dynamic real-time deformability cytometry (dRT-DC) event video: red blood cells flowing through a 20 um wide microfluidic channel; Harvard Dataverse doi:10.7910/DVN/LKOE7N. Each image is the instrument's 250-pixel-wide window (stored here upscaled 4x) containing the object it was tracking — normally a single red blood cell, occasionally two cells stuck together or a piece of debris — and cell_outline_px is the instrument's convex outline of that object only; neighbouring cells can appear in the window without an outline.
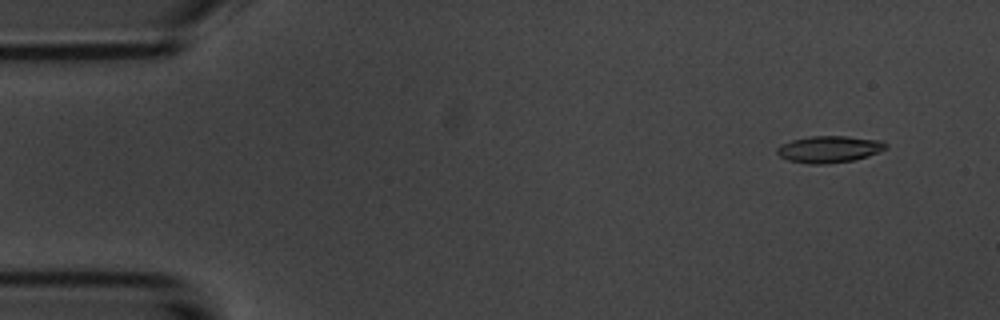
{"species": "common noctule bat (a hibernating species)", "species_latin": "Nyctalus noctula", "temperature_condition": "room temperature", "stored_images_in_passage": 5, "camera_frame_rate_fps": 3000, "um_per_image_px": 0.085, "animal": {"sex": "male", "body_mass_g": 20.1, "forearm_length_mm": 53.5}, "frame": {"image": 1, "passage_image": 2, "time_ms": 1.333, "image_size_px": [1000, 320], "cell_outline_px": [[888, 148], [868, 156], [856, 160], [824, 164], [808, 164], [788, 160], [780, 156], [776, 152], [776, 148], [780, 144], [792, 140], [808, 136], [848, 136], [880, 140], [888, 144]], "centroid_in_image_um": [70.48, 12.68], "position_along_channel_um": 14.5, "area_um2": 17.17}}
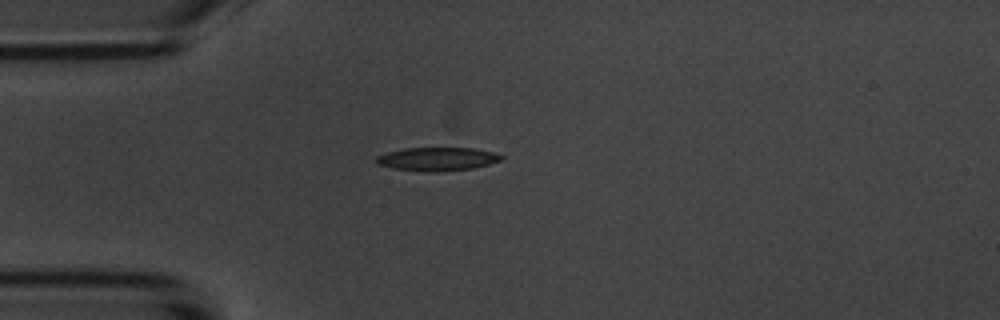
{"frame": {"image": 2, "passage_image": 5, "time_ms": 4.667, "image_size_px": [1000, 320], "cell_outline_px": [[504, 156], [500, 160], [488, 164], [472, 168], [432, 172], [392, 168], [376, 164], [376, 156], [388, 152], [404, 148], [472, 148], [492, 152]], "centroid_in_image_um": [37.13, 13.51], "position_along_channel_um": 47.9, "area_um2": 16.82}}